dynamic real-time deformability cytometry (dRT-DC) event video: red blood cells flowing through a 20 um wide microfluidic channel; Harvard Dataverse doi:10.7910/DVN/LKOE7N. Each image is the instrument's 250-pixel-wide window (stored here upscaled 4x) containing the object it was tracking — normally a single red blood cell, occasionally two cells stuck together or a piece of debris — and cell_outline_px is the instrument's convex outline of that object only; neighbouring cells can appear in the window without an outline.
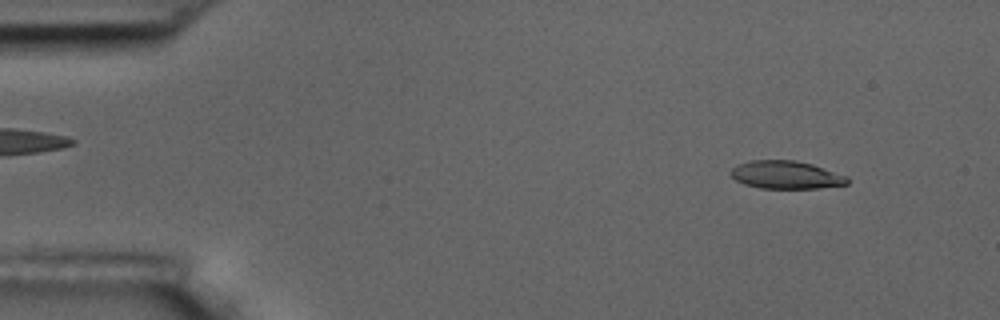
{"species": "common noctule bat (a hibernating species)", "species_latin": "Nyctalus noctula", "temperature_condition": "room temperature", "stored_images_in_passage": 55, "camera_frame_rate_fps": 3000, "um_per_image_px": 0.085, "animal": {"sex": "male", "body_mass_g": 17.5, "forearm_length_mm": 52.3}, "frame": {"image": 1, "passage_image": 5, "time_ms": 1.333, "image_size_px": [1000, 320], "cell_outline_px": [[848, 184], [816, 188], [760, 188], [744, 184], [736, 180], [728, 172], [736, 164], [752, 160], [796, 160], [812, 164], [848, 176]], "centroid_in_image_um": [66.78, 14.85], "position_along_channel_um": 18.2, "area_um2": 19.02}}
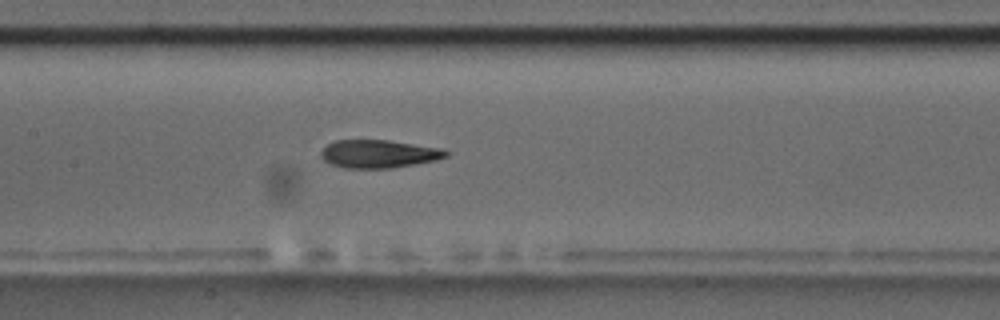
{"frame": {"image": 2, "passage_image": 26, "time_ms": 8.333, "image_size_px": [1000, 320], "cell_outline_px": [[448, 156], [436, 160], [416, 164], [392, 168], [344, 168], [328, 164], [320, 156], [320, 152], [328, 144], [336, 140], [388, 140], [444, 148], [448, 152]], "centroid_in_image_um": [32.2, 13.08], "position_along_channel_um": 175.2, "area_um2": 20.63}}
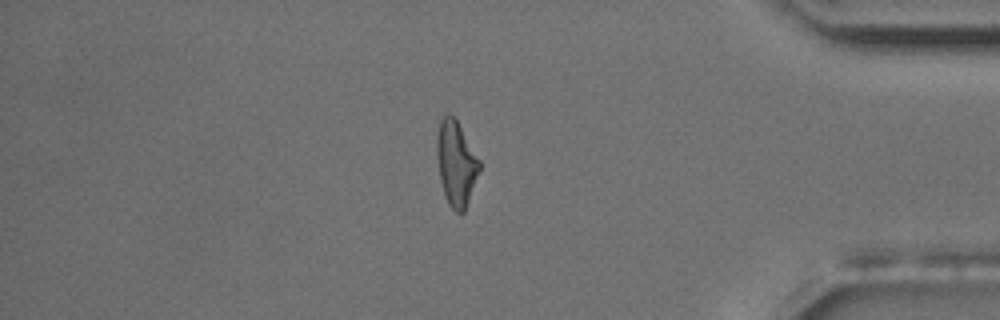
{"frame": {"image": 3, "passage_image": 47, "time_ms": 15.333, "image_size_px": [1000, 320], "cell_outline_px": [[480, 168], [464, 212], [456, 212], [448, 204], [444, 196], [440, 180], [436, 152], [436, 140], [440, 120], [444, 116], [452, 116], [456, 120], [480, 160]], "centroid_in_image_um": [38.75, 13.91], "position_along_channel_um": 396.5, "area_um2": 20.69}, "authors_computed_cell_mechanics": {"area_um2": 20.8658, "velocity_mm_per_s": 3.605, "shape_relaxation_time_tau1_ms": 5.1998, "shape_relaxation_time_tau2_ms": 2.184, "deformation_change_tau1": 0.1996, "deformation_change_tau2": 0.1056}}